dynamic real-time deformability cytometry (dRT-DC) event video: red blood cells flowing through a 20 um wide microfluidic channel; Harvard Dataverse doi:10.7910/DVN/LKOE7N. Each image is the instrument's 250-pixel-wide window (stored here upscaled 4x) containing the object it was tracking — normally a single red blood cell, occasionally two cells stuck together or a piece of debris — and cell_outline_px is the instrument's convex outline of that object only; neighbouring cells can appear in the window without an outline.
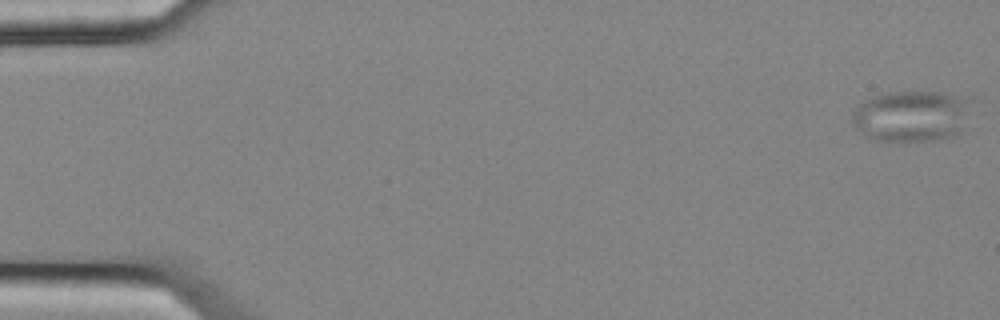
{"species": "common noctule bat (a hibernating species)", "species_latin": "Nyctalus noctula", "temperature_condition": "cold", "stored_images_in_passage": 55, "camera_frame_rate_fps": 3000, "um_per_image_px": 0.085, "animal": {"sex": "female", "body_mass_g": 25.1}, "frame": {"image": 1, "passage_image": 1, "time_ms": 0.0, "image_size_px": [1000, 320], "cell_outline_px": [[972, 100], [956, 132], [952, 136], [932, 140], [872, 140], [856, 128], [852, 124], [852, 108], [856, 104], [864, 100], [888, 92], [936, 92]], "centroid_in_image_um": [77.33, 9.85], "position_along_channel_um": 7.7, "area_um2": 34.56}}
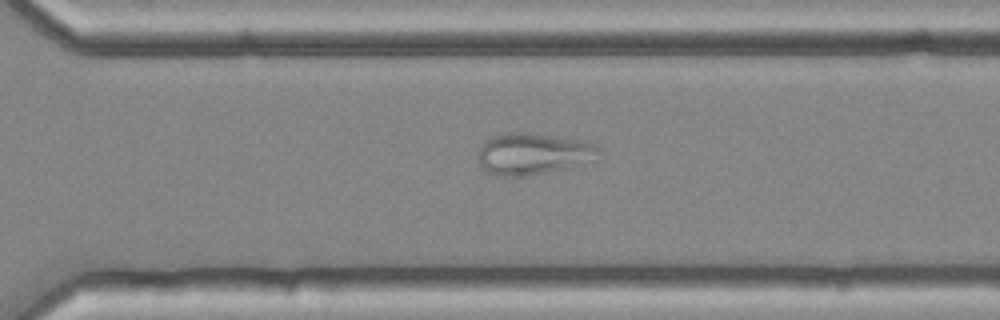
{"frame": {"image": 2, "passage_image": 39, "time_ms": 12.667, "image_size_px": [1000, 320], "cell_outline_px": [[600, 160], [568, 168], [524, 176], [500, 176], [488, 172], [480, 164], [480, 148], [484, 140], [492, 136], [508, 132], [528, 132], [588, 140], [596, 144], [600, 148]], "centroid_in_image_um": [45.43, 13.05], "position_along_channel_um": 325.2, "area_um2": 29.82}}
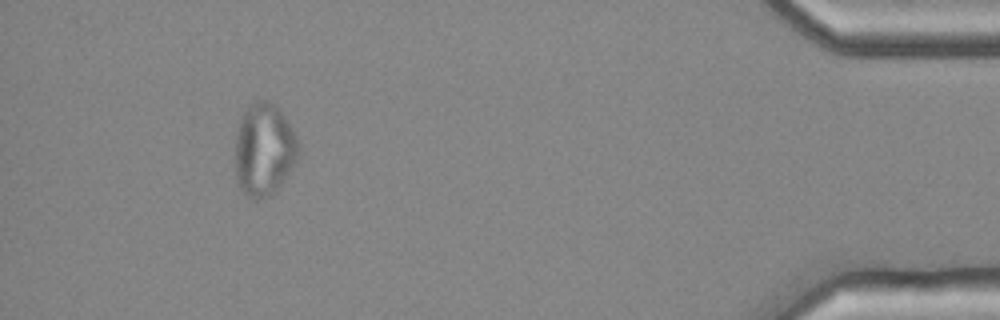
{"frame": {"image": 3, "passage_image": 51, "time_ms": 16.667, "image_size_px": [1000, 320], "cell_outline_px": [[300, 152], [296, 160], [280, 184], [268, 196], [260, 200], [252, 200], [236, 184], [236, 136], [240, 120], [244, 112], [256, 100], [264, 100], [276, 104], [280, 108], [288, 120], [300, 144]], "centroid_in_image_um": [22.45, 12.7], "position_along_channel_um": 412.7, "area_um2": 34.1}}